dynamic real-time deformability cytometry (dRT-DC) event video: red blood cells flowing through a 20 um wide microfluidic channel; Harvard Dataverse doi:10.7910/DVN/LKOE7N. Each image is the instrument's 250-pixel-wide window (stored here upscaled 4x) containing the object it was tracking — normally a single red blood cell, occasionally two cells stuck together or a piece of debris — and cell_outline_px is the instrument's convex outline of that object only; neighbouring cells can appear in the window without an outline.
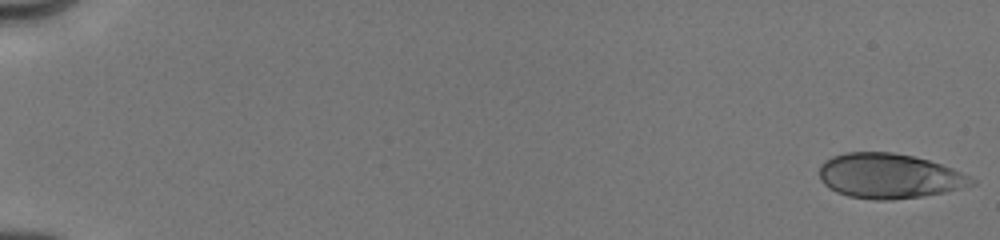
{"species": "human", "species_latin": "Homo sapiens", "temperature_condition": "cold", "stored_images_in_passage": 19, "camera_frame_rate_fps": 3000, "um_per_image_px": 0.085, "donor": {"sex": "male"}, "frame": {"image": 1, "passage_image": 1, "time_ms": 0.0, "image_size_px": [1000, 240], "cell_outline_px": [[976, 184], [944, 192], [924, 196], [892, 200], [876, 200], [848, 196], [836, 192], [828, 188], [820, 180], [820, 164], [824, 160], [832, 156], [844, 152], [892, 152], [912, 156], [928, 160], [952, 168], [976, 180]], "centroid_in_image_um": [75.54, 14.96], "position_along_channel_um": 9.5, "area_um2": 39.88}}
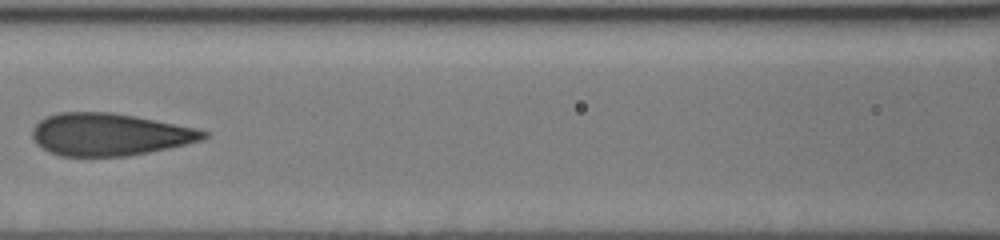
{"frame": {"image": 2, "passage_image": 10, "time_ms": 8.333, "image_size_px": [1000, 240], "cell_outline_px": [[212, 132], [204, 140], [168, 148], [128, 156], [60, 156], [48, 152], [36, 144], [32, 140], [32, 128], [40, 120], [48, 116], [60, 112], [112, 112], [136, 116], [196, 128]], "centroid_in_image_um": [9.31, 11.43], "position_along_channel_um": 157.3, "area_um2": 42.54}}
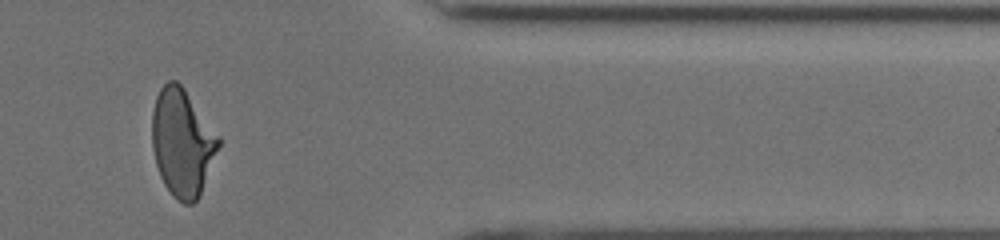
{"frame": {"image": 3, "passage_image": 17, "time_ms": 14.667, "image_size_px": [1000, 240], "cell_outline_px": [[220, 144], [200, 196], [192, 204], [184, 204], [176, 200], [172, 196], [164, 184], [160, 176], [156, 164], [152, 148], [152, 112], [156, 96], [160, 88], [168, 80], [176, 80], [184, 88], [220, 136]], "centroid_in_image_um": [15.49, 12.13], "position_along_channel_um": 395.9, "area_um2": 41.79}, "authors_computed_cell_mechanics": {"area_um2": 41.6738, "velocity_mm_per_s": 4.0339, "shape_relaxation_time_tau1_ms": 4.6159, "shape_relaxation_time_tau2_ms": 0.6345, "deformation_change_tau1": 0.1702, "deformation_change_tau2": 0.0659}}